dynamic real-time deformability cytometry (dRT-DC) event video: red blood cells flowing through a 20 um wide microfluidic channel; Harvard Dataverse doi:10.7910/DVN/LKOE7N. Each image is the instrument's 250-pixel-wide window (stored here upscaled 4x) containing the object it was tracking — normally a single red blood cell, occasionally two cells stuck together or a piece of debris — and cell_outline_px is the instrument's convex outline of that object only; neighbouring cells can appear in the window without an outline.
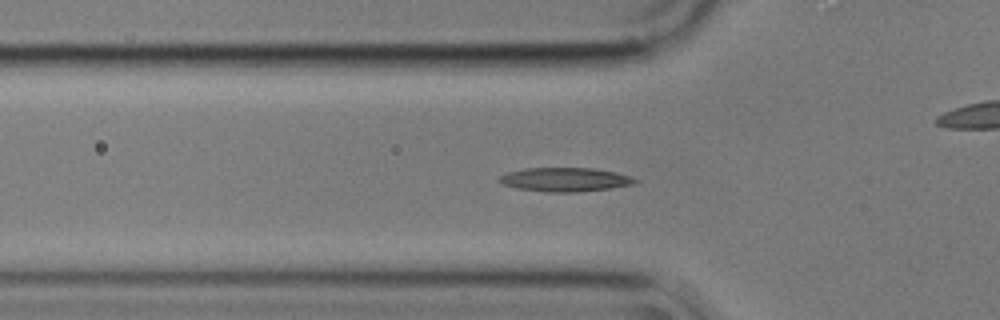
{"species": "common noctule bat (a hibernating species)", "species_latin": "Nyctalus noctula", "temperature_condition": "cold", "stored_images_in_passage": 49, "camera_frame_rate_fps": 3000, "um_per_image_px": 0.085, "animal": {"sex": "male", "body_mass_g": 17.9}, "frame": {"image": 1, "passage_image": 10, "time_ms": 3.0, "image_size_px": [1000, 320], "cell_outline_px": [[640, 180], [636, 184], [612, 188], [576, 192], [548, 192], [516, 188], [504, 184], [496, 180], [500, 176], [508, 172], [524, 168], [592, 168], [616, 172]], "centroid_in_image_um": [48.05, 15.26], "position_along_channel_um": 77.8, "area_um2": 18.96}}
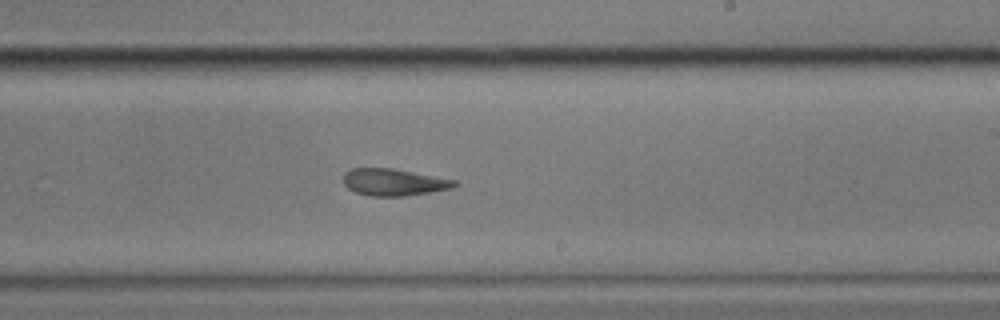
{"frame": {"image": 2, "passage_image": 25, "time_ms": 8.0, "image_size_px": [1000, 320], "cell_outline_px": [[460, 184], [452, 188], [404, 196], [372, 196], [356, 192], [348, 188], [344, 184], [344, 172], [352, 168], [392, 168], [456, 180]], "centroid_in_image_um": [33.47, 15.48], "position_along_channel_um": 255.5, "area_um2": 17.34}}
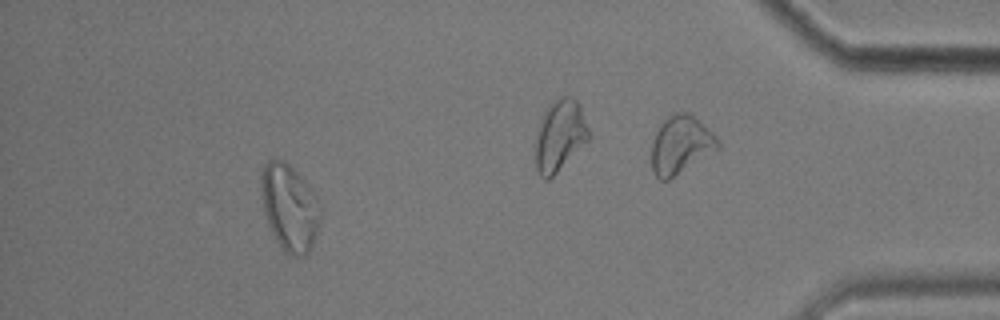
{"frame": {"image": 3, "passage_image": 43, "time_ms": 14.0, "image_size_px": [1000, 320], "cell_outline_px": [[320, 220], [316, 236], [308, 252], [304, 256], [288, 256], [284, 252], [276, 240], [268, 224], [264, 212], [260, 188], [260, 176], [264, 164], [268, 160], [284, 160], [308, 184], [316, 196], [320, 204]], "centroid_in_image_um": [24.6, 17.65], "position_along_channel_um": 410.6, "area_um2": 30.0}, "authors_computed_cell_mechanics": {"area_um2": 18.1492, "velocity_mm_per_s": 3.5491, "shape_relaxation_time_tau1_ms": null, "shape_relaxation_time_tau2_ms": 3.6272, "deformation_change_tau1": null, "deformation_change_tau2": 0.1166}}